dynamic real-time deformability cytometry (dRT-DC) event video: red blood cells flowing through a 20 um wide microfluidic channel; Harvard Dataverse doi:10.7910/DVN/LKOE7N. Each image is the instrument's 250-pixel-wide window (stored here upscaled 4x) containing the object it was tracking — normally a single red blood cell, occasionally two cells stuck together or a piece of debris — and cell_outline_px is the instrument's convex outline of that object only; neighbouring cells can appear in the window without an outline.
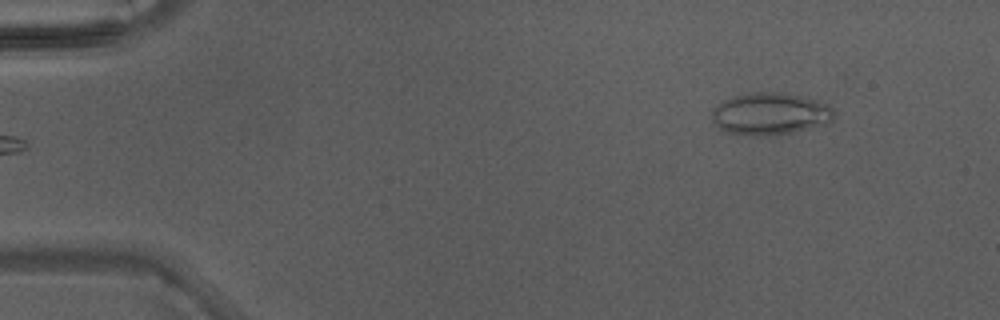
{"species": "Egyptian fruit bat (a non-hibernating species)", "species_latin": "Rousettus aegyptiacus", "temperature_condition": "warm", "stored_images_in_passage": 41, "camera_frame_rate_fps": 3000, "um_per_image_px": 0.085, "animal": {"sex": "male"}, "frame": {"image": 1, "passage_image": 1, "time_ms": 0.0, "image_size_px": [1000, 320], "cell_outline_px": [[832, 120], [828, 124], [792, 132], [768, 136], [752, 136], [728, 132], [720, 128], [712, 120], [712, 108], [716, 104], [732, 96], [752, 92], [776, 92], [800, 96], [816, 100], [828, 104], [832, 108]], "centroid_in_image_um": [65.43, 9.68], "position_along_channel_um": 19.6, "area_um2": 30.0}}
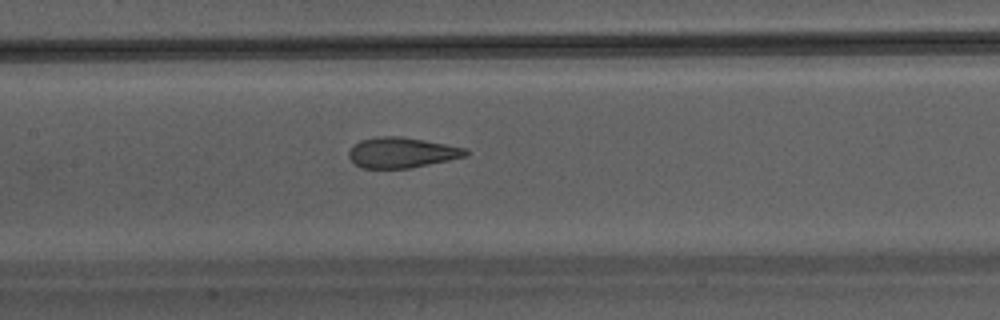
{"frame": {"image": 2, "passage_image": 18, "time_ms": 5.667, "image_size_px": [1000, 320], "cell_outline_px": [[468, 156], [408, 168], [360, 168], [348, 156], [348, 152], [360, 140], [376, 136], [400, 136], [424, 140], [468, 148]], "centroid_in_image_um": [34.16, 12.96], "position_along_channel_um": 173.2, "area_um2": 20.63}}